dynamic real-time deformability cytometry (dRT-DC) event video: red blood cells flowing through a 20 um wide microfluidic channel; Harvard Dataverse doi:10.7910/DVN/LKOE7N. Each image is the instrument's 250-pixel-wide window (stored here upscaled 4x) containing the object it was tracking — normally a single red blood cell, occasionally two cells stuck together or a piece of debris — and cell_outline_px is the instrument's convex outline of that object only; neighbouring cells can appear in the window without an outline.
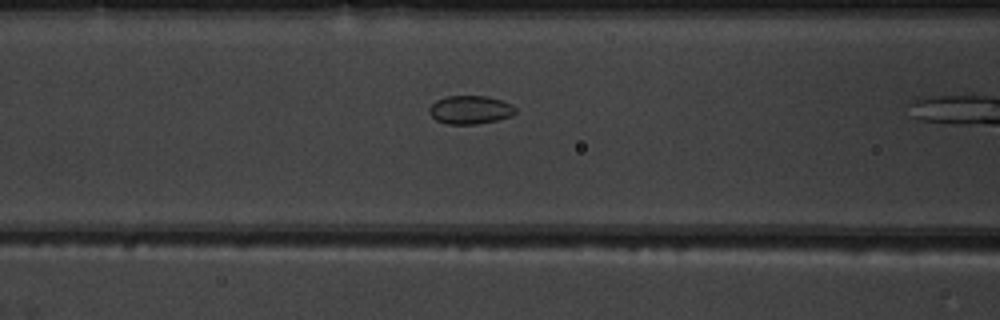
{"species": "common noctule bat (a hibernating species)", "species_latin": "Nyctalus noctula", "temperature_condition": "warm", "stored_images_in_passage": 6, "camera_frame_rate_fps": 3000, "um_per_image_px": 0.085, "animal": {"sex": "male", "body_mass_g": 19.5, "forearm_length_mm": 54.6}, "frame": {"image": 1, "passage_image": 5, "time_ms": 1.333, "image_size_px": [1000, 320], "cell_outline_px": [[516, 112], [512, 116], [496, 120], [476, 124], [448, 124], [436, 120], [428, 112], [428, 108], [436, 100], [448, 96], [488, 96], [512, 104], [516, 108]], "centroid_in_image_um": [39.97, 9.33], "position_along_channel_um": 126.6, "area_um2": 14.28}}